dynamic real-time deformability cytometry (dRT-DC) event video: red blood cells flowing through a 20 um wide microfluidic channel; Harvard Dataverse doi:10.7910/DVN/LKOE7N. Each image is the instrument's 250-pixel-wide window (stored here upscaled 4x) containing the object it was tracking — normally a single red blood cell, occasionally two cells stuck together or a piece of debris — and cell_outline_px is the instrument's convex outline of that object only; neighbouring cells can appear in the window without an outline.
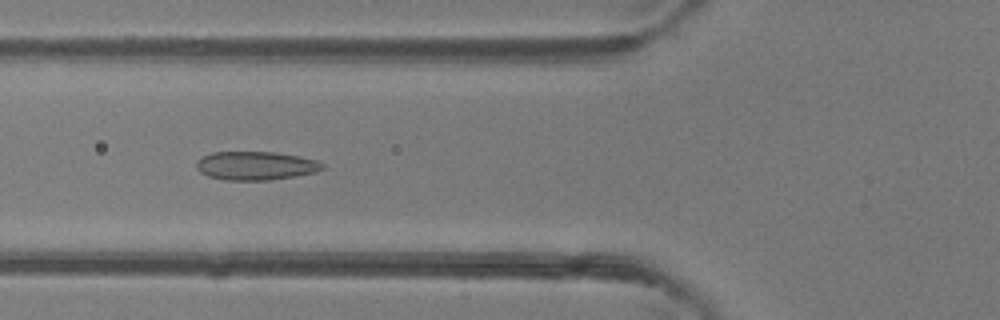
{"species": "common noctule bat (a hibernating species)", "species_latin": "Nyctalus noctula", "temperature_condition": "room temperature", "stored_images_in_passage": 29, "camera_frame_rate_fps": 3000, "um_per_image_px": 0.085, "animal": {"sex": "female"}, "frame": {"image": 1, "passage_image": 18, "time_ms": 5.667, "image_size_px": [1000, 320], "cell_outline_px": [[324, 168], [316, 172], [296, 176], [268, 180], [224, 180], [208, 176], [200, 172], [196, 168], [196, 160], [200, 156], [212, 152], [272, 152], [296, 156], [316, 160], [324, 164]], "centroid_in_image_um": [21.68, 14.09], "position_along_channel_um": 104.1, "area_um2": 21.04}}
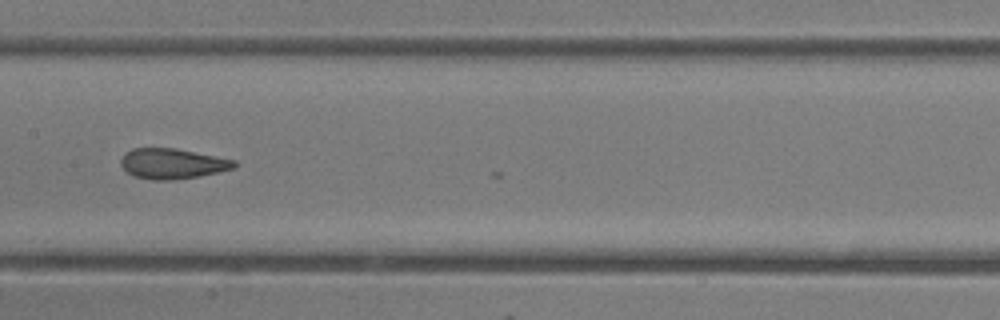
{"frame": {"image": 2, "passage_image": 24, "time_ms": 7.667, "image_size_px": [1000, 320], "cell_outline_px": [[236, 168], [196, 176], [168, 180], [152, 180], [132, 176], [120, 164], [120, 160], [124, 152], [132, 148], [176, 148], [236, 160]], "centroid_in_image_um": [14.61, 13.9], "position_along_channel_um": 192.8, "area_um2": 20.0}}
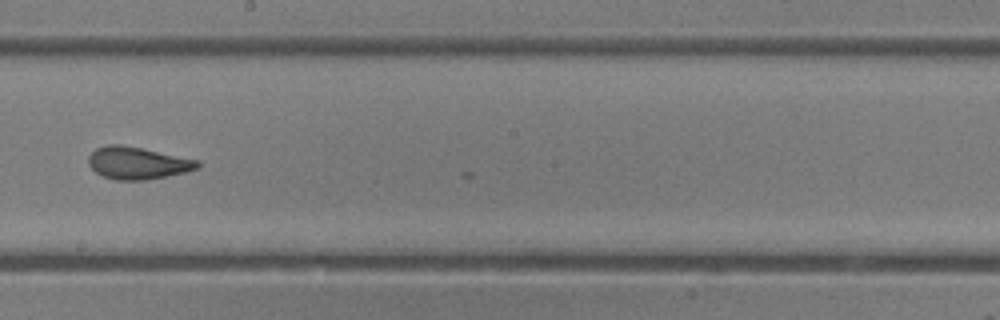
{"frame": {"image": 3, "passage_image": 27, "time_ms": 8.667, "image_size_px": [1000, 320], "cell_outline_px": [[200, 168], [184, 172], [144, 180], [116, 180], [104, 176], [96, 172], [88, 164], [88, 156], [96, 148], [108, 144], [120, 144], [200, 160]], "centroid_in_image_um": [11.69, 13.85], "position_along_channel_um": 236.5, "area_um2": 20.35}}